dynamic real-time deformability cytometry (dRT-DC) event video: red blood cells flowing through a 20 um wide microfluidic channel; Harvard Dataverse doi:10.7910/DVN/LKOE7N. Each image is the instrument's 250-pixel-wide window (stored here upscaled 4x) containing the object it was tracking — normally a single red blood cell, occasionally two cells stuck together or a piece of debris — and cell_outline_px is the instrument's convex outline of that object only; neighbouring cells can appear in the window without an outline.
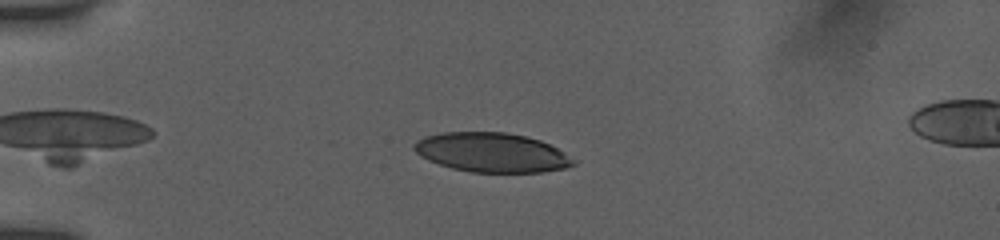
{"species": "human", "species_latin": "Homo sapiens", "temperature_condition": "room temperature", "stored_images_in_passage": 42, "camera_frame_rate_fps": 3000, "um_per_image_px": 0.085, "donor": {"sex": "female"}, "frame": {"image": 1, "passage_image": 8, "time_ms": 2.333, "image_size_px": [1000, 240], "cell_outline_px": [[576, 164], [564, 168], [540, 172], [472, 172], [452, 168], [428, 160], [420, 156], [412, 148], [412, 144], [416, 140], [424, 136], [444, 132], [508, 132], [528, 136], [540, 140], [564, 152], [576, 160]], "centroid_in_image_um": [41.78, 12.95], "position_along_channel_um": 43.2, "area_um2": 36.65}}
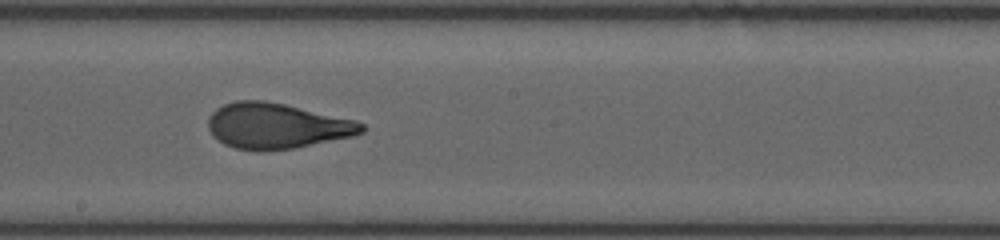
{"frame": {"image": 2, "passage_image": 25, "time_ms": 8.0, "image_size_px": [1000, 240], "cell_outline_px": [[364, 132], [352, 136], [296, 148], [260, 152], [256, 152], [236, 148], [224, 144], [212, 136], [208, 128], [208, 120], [212, 112], [216, 108], [224, 104], [236, 100], [264, 100], [284, 104], [356, 120], [364, 124]], "centroid_in_image_um": [23.49, 10.71], "position_along_channel_um": 224.7, "area_um2": 40.98}}
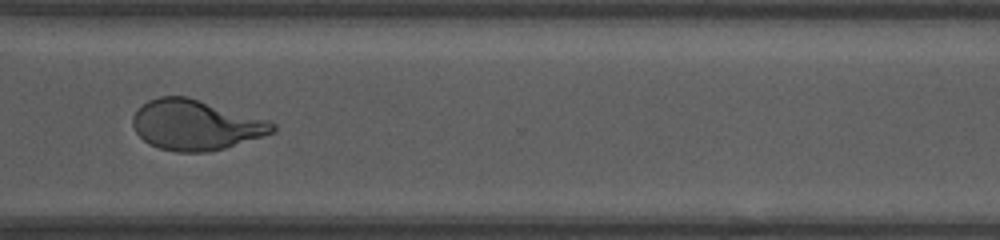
{"frame": {"image": 3, "passage_image": 35, "time_ms": 11.333, "image_size_px": [1000, 240], "cell_outline_px": [[276, 128], [272, 132], [224, 148], [208, 152], [176, 152], [160, 148], [148, 144], [136, 132], [132, 124], [132, 116], [148, 100], [160, 96], [188, 96], [268, 120], [276, 124]], "centroid_in_image_um": [16.6, 10.61], "position_along_channel_um": 354.0, "area_um2": 40.58}, "authors_computed_cell_mechanics": {"area_um2": 40.2866, "velocity_mm_per_s": 3.9071, "shape_relaxation_time_tau1_ms": 5.99, "shape_relaxation_time_tau2_ms": 0.9072, "deformation_change_tau1": 0.2574, "deformation_change_tau2": 0.0727}}